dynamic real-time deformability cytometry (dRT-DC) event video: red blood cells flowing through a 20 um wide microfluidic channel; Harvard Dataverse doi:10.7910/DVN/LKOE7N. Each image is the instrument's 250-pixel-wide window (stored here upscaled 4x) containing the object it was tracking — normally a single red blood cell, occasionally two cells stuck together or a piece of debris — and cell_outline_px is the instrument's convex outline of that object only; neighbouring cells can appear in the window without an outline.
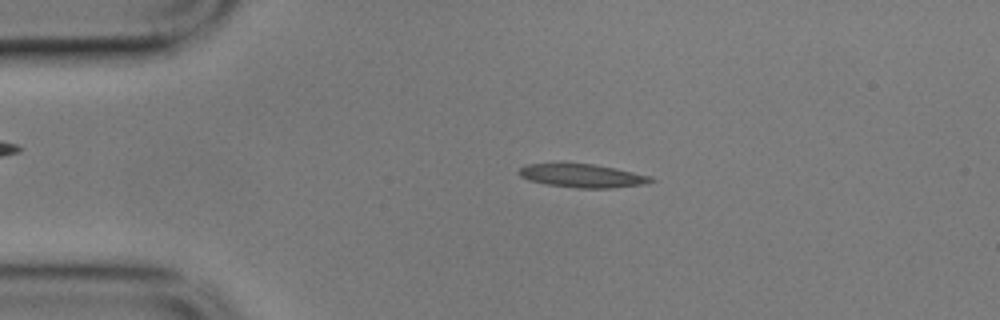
{"species": "common noctule bat (a hibernating species)", "species_latin": "Nyctalus noctula", "temperature_condition": "cold", "stored_images_in_passage": 56, "camera_frame_rate_fps": 3000, "um_per_image_px": 0.085, "animal": {"sex": "male", "body_mass_g": 17.9}, "frame": {"image": 1, "passage_image": 11, "time_ms": 3.333, "image_size_px": [1000, 320], "cell_outline_px": [[656, 180], [644, 184], [612, 188], [576, 188], [548, 184], [528, 180], [520, 176], [516, 172], [524, 164], [592, 164], [616, 168], [652, 176]], "centroid_in_image_um": [49.51, 14.94], "position_along_channel_um": 35.5, "area_um2": 17.98}}
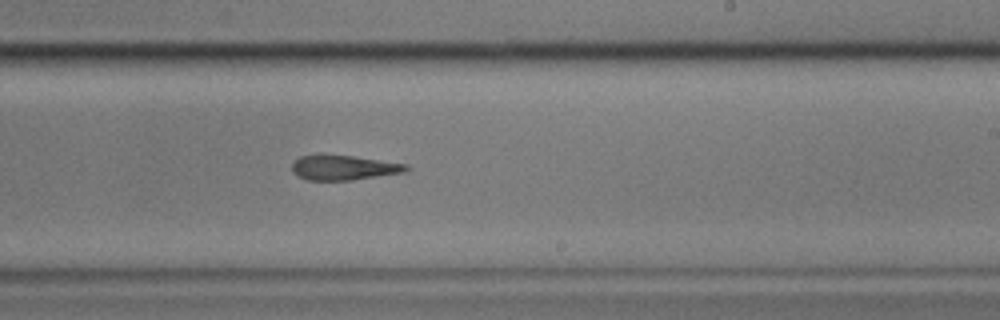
{"frame": {"image": 2, "passage_image": 33, "time_ms": 10.667, "image_size_px": [1000, 320], "cell_outline_px": [[412, 168], [408, 172], [352, 180], [308, 180], [292, 172], [292, 164], [300, 156], [320, 152], [352, 156], [408, 164]], "centroid_in_image_um": [29.24, 14.22], "position_along_channel_um": 259.8, "area_um2": 17.05}}
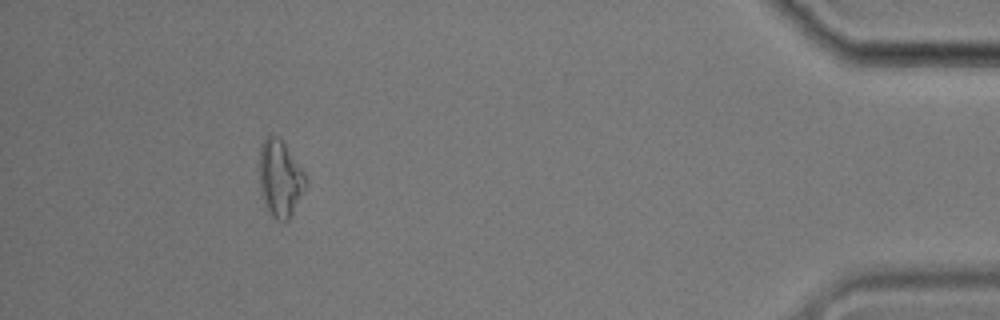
{"frame": {"image": 3, "passage_image": 51, "time_ms": 16.667, "image_size_px": [1000, 320], "cell_outline_px": [[308, 180], [288, 220], [276, 220], [268, 212], [260, 188], [260, 144], [264, 136], [268, 132], [280, 136], [304, 172]], "centroid_in_image_um": [23.79, 15.07], "position_along_channel_um": 411.4, "area_um2": 20.69}, "authors_computed_cell_mechanics": {"area_um2": 17.8891, "velocity_mm_per_s": 3.5236, "shape_relaxation_time_tau1_ms": null, "shape_relaxation_time_tau2_ms": 8.1187, "deformation_change_tau1": null, "deformation_change_tau2": 0.1763}}